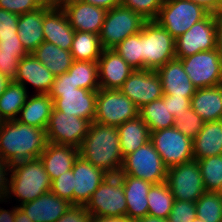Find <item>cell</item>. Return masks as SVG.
<instances>
[{"mask_svg":"<svg viewBox=\"0 0 222 222\" xmlns=\"http://www.w3.org/2000/svg\"><path fill=\"white\" fill-rule=\"evenodd\" d=\"M48 143L46 129L19 121H3L0 126V158L10 165L39 158Z\"/></svg>","mask_w":222,"mask_h":222,"instance_id":"6da1fadb","label":"cell"},{"mask_svg":"<svg viewBox=\"0 0 222 222\" xmlns=\"http://www.w3.org/2000/svg\"><path fill=\"white\" fill-rule=\"evenodd\" d=\"M78 149L79 156L108 175L120 173L123 156L116 126L93 121Z\"/></svg>","mask_w":222,"mask_h":222,"instance_id":"7a4b0ae2","label":"cell"},{"mask_svg":"<svg viewBox=\"0 0 222 222\" xmlns=\"http://www.w3.org/2000/svg\"><path fill=\"white\" fill-rule=\"evenodd\" d=\"M10 168L9 191L5 200L16 197L15 201L21 205L51 190V180L40 158L16 162Z\"/></svg>","mask_w":222,"mask_h":222,"instance_id":"3957f363","label":"cell"},{"mask_svg":"<svg viewBox=\"0 0 222 222\" xmlns=\"http://www.w3.org/2000/svg\"><path fill=\"white\" fill-rule=\"evenodd\" d=\"M142 70L157 71L176 58L175 38L155 20L146 21L141 30Z\"/></svg>","mask_w":222,"mask_h":222,"instance_id":"277c9868","label":"cell"},{"mask_svg":"<svg viewBox=\"0 0 222 222\" xmlns=\"http://www.w3.org/2000/svg\"><path fill=\"white\" fill-rule=\"evenodd\" d=\"M209 14L189 0H164L155 21L175 39Z\"/></svg>","mask_w":222,"mask_h":222,"instance_id":"5b68a950","label":"cell"},{"mask_svg":"<svg viewBox=\"0 0 222 222\" xmlns=\"http://www.w3.org/2000/svg\"><path fill=\"white\" fill-rule=\"evenodd\" d=\"M145 20L140 14L122 5L108 10L99 33L104 49H113L130 35L142 30Z\"/></svg>","mask_w":222,"mask_h":222,"instance_id":"8992f818","label":"cell"},{"mask_svg":"<svg viewBox=\"0 0 222 222\" xmlns=\"http://www.w3.org/2000/svg\"><path fill=\"white\" fill-rule=\"evenodd\" d=\"M167 167L151 141L123 158L119 175L141 178L152 184L166 181Z\"/></svg>","mask_w":222,"mask_h":222,"instance_id":"52a82bcc","label":"cell"},{"mask_svg":"<svg viewBox=\"0 0 222 222\" xmlns=\"http://www.w3.org/2000/svg\"><path fill=\"white\" fill-rule=\"evenodd\" d=\"M92 216L116 217L126 215L127 204L122 180L117 175H107L85 205Z\"/></svg>","mask_w":222,"mask_h":222,"instance_id":"ba28073f","label":"cell"},{"mask_svg":"<svg viewBox=\"0 0 222 222\" xmlns=\"http://www.w3.org/2000/svg\"><path fill=\"white\" fill-rule=\"evenodd\" d=\"M139 115V108L120 90L102 89L97 92L94 121L116 126Z\"/></svg>","mask_w":222,"mask_h":222,"instance_id":"9c48e42d","label":"cell"},{"mask_svg":"<svg viewBox=\"0 0 222 222\" xmlns=\"http://www.w3.org/2000/svg\"><path fill=\"white\" fill-rule=\"evenodd\" d=\"M179 60L196 89L222 84V56L217 49L201 51Z\"/></svg>","mask_w":222,"mask_h":222,"instance_id":"30bf717a","label":"cell"},{"mask_svg":"<svg viewBox=\"0 0 222 222\" xmlns=\"http://www.w3.org/2000/svg\"><path fill=\"white\" fill-rule=\"evenodd\" d=\"M150 141L167 168L194 160L193 140L175 127L151 132Z\"/></svg>","mask_w":222,"mask_h":222,"instance_id":"8fae6325","label":"cell"},{"mask_svg":"<svg viewBox=\"0 0 222 222\" xmlns=\"http://www.w3.org/2000/svg\"><path fill=\"white\" fill-rule=\"evenodd\" d=\"M166 183L175 200L196 202L206 191L196 160L168 168Z\"/></svg>","mask_w":222,"mask_h":222,"instance_id":"7c38bea8","label":"cell"},{"mask_svg":"<svg viewBox=\"0 0 222 222\" xmlns=\"http://www.w3.org/2000/svg\"><path fill=\"white\" fill-rule=\"evenodd\" d=\"M216 49V15L209 13L175 39L176 59Z\"/></svg>","mask_w":222,"mask_h":222,"instance_id":"4fadbf2b","label":"cell"},{"mask_svg":"<svg viewBox=\"0 0 222 222\" xmlns=\"http://www.w3.org/2000/svg\"><path fill=\"white\" fill-rule=\"evenodd\" d=\"M91 122L80 117L53 110L46 128L49 143L79 148Z\"/></svg>","mask_w":222,"mask_h":222,"instance_id":"5bb4252c","label":"cell"},{"mask_svg":"<svg viewBox=\"0 0 222 222\" xmlns=\"http://www.w3.org/2000/svg\"><path fill=\"white\" fill-rule=\"evenodd\" d=\"M98 91L77 88L69 91H50L53 110L73 115L90 121L95 119L96 98Z\"/></svg>","mask_w":222,"mask_h":222,"instance_id":"9a60e30c","label":"cell"},{"mask_svg":"<svg viewBox=\"0 0 222 222\" xmlns=\"http://www.w3.org/2000/svg\"><path fill=\"white\" fill-rule=\"evenodd\" d=\"M119 90L139 109L163 97L158 72L146 69L134 70Z\"/></svg>","mask_w":222,"mask_h":222,"instance_id":"2e32d148","label":"cell"},{"mask_svg":"<svg viewBox=\"0 0 222 222\" xmlns=\"http://www.w3.org/2000/svg\"><path fill=\"white\" fill-rule=\"evenodd\" d=\"M72 172L73 204L76 205H86L94 191L108 175L81 156H78L74 161Z\"/></svg>","mask_w":222,"mask_h":222,"instance_id":"e0dca14e","label":"cell"},{"mask_svg":"<svg viewBox=\"0 0 222 222\" xmlns=\"http://www.w3.org/2000/svg\"><path fill=\"white\" fill-rule=\"evenodd\" d=\"M97 63L98 81L102 89L119 90L134 71L114 49H103Z\"/></svg>","mask_w":222,"mask_h":222,"instance_id":"ac0fdd59","label":"cell"},{"mask_svg":"<svg viewBox=\"0 0 222 222\" xmlns=\"http://www.w3.org/2000/svg\"><path fill=\"white\" fill-rule=\"evenodd\" d=\"M61 8L65 12L70 26L75 31H85L99 35L107 10L81 0L66 3Z\"/></svg>","mask_w":222,"mask_h":222,"instance_id":"d6986e66","label":"cell"},{"mask_svg":"<svg viewBox=\"0 0 222 222\" xmlns=\"http://www.w3.org/2000/svg\"><path fill=\"white\" fill-rule=\"evenodd\" d=\"M55 76L32 53L24 56L17 69V75L13 81L22 84L26 89L31 84L36 94H49Z\"/></svg>","mask_w":222,"mask_h":222,"instance_id":"ffe728a7","label":"cell"},{"mask_svg":"<svg viewBox=\"0 0 222 222\" xmlns=\"http://www.w3.org/2000/svg\"><path fill=\"white\" fill-rule=\"evenodd\" d=\"M71 205L69 201L49 191L34 201L18 205V207L29 216L32 222H55Z\"/></svg>","mask_w":222,"mask_h":222,"instance_id":"44dd1931","label":"cell"},{"mask_svg":"<svg viewBox=\"0 0 222 222\" xmlns=\"http://www.w3.org/2000/svg\"><path fill=\"white\" fill-rule=\"evenodd\" d=\"M163 94L192 98L196 87L185 72L182 62L173 59L161 66L158 70Z\"/></svg>","mask_w":222,"mask_h":222,"instance_id":"7402d4cb","label":"cell"},{"mask_svg":"<svg viewBox=\"0 0 222 222\" xmlns=\"http://www.w3.org/2000/svg\"><path fill=\"white\" fill-rule=\"evenodd\" d=\"M44 41L70 51L75 30L61 7H52L43 17Z\"/></svg>","mask_w":222,"mask_h":222,"instance_id":"603a6c76","label":"cell"},{"mask_svg":"<svg viewBox=\"0 0 222 222\" xmlns=\"http://www.w3.org/2000/svg\"><path fill=\"white\" fill-rule=\"evenodd\" d=\"M52 7L48 3L35 11L19 15L17 33L22 47L28 54L32 53L44 41L43 17Z\"/></svg>","mask_w":222,"mask_h":222,"instance_id":"cb8c5ba5","label":"cell"},{"mask_svg":"<svg viewBox=\"0 0 222 222\" xmlns=\"http://www.w3.org/2000/svg\"><path fill=\"white\" fill-rule=\"evenodd\" d=\"M78 156L79 149L77 147L48 142L39 158L52 181L64 172L72 170Z\"/></svg>","mask_w":222,"mask_h":222,"instance_id":"d4e9b609","label":"cell"},{"mask_svg":"<svg viewBox=\"0 0 222 222\" xmlns=\"http://www.w3.org/2000/svg\"><path fill=\"white\" fill-rule=\"evenodd\" d=\"M127 204L126 215L136 220L148 215L147 194L152 183L129 175H119Z\"/></svg>","mask_w":222,"mask_h":222,"instance_id":"484cf974","label":"cell"},{"mask_svg":"<svg viewBox=\"0 0 222 222\" xmlns=\"http://www.w3.org/2000/svg\"><path fill=\"white\" fill-rule=\"evenodd\" d=\"M218 155H222V120L205 122L193 139V158L198 161Z\"/></svg>","mask_w":222,"mask_h":222,"instance_id":"4316f807","label":"cell"},{"mask_svg":"<svg viewBox=\"0 0 222 222\" xmlns=\"http://www.w3.org/2000/svg\"><path fill=\"white\" fill-rule=\"evenodd\" d=\"M191 108L205 122L222 120V84L196 89L191 98Z\"/></svg>","mask_w":222,"mask_h":222,"instance_id":"83f0119b","label":"cell"},{"mask_svg":"<svg viewBox=\"0 0 222 222\" xmlns=\"http://www.w3.org/2000/svg\"><path fill=\"white\" fill-rule=\"evenodd\" d=\"M53 108V100L49 94H34L32 97L30 95L16 120L26 125L46 129Z\"/></svg>","mask_w":222,"mask_h":222,"instance_id":"f1b7e54d","label":"cell"},{"mask_svg":"<svg viewBox=\"0 0 222 222\" xmlns=\"http://www.w3.org/2000/svg\"><path fill=\"white\" fill-rule=\"evenodd\" d=\"M123 158L150 141V130L140 115L117 127Z\"/></svg>","mask_w":222,"mask_h":222,"instance_id":"f546056e","label":"cell"},{"mask_svg":"<svg viewBox=\"0 0 222 222\" xmlns=\"http://www.w3.org/2000/svg\"><path fill=\"white\" fill-rule=\"evenodd\" d=\"M32 54L56 77L66 73L72 65L70 51L64 50L51 42L43 41Z\"/></svg>","mask_w":222,"mask_h":222,"instance_id":"4dcf8cb0","label":"cell"},{"mask_svg":"<svg viewBox=\"0 0 222 222\" xmlns=\"http://www.w3.org/2000/svg\"><path fill=\"white\" fill-rule=\"evenodd\" d=\"M103 49L99 35L85 31H75L70 50L73 60L97 62Z\"/></svg>","mask_w":222,"mask_h":222,"instance_id":"1f68e13d","label":"cell"},{"mask_svg":"<svg viewBox=\"0 0 222 222\" xmlns=\"http://www.w3.org/2000/svg\"><path fill=\"white\" fill-rule=\"evenodd\" d=\"M168 109L164 98L154 100L139 109V115L148 125L150 133L166 128L174 127V115Z\"/></svg>","mask_w":222,"mask_h":222,"instance_id":"d6a6232c","label":"cell"},{"mask_svg":"<svg viewBox=\"0 0 222 222\" xmlns=\"http://www.w3.org/2000/svg\"><path fill=\"white\" fill-rule=\"evenodd\" d=\"M22 84L12 81L0 96V118L3 121L17 119L29 93Z\"/></svg>","mask_w":222,"mask_h":222,"instance_id":"836d02e7","label":"cell"},{"mask_svg":"<svg viewBox=\"0 0 222 222\" xmlns=\"http://www.w3.org/2000/svg\"><path fill=\"white\" fill-rule=\"evenodd\" d=\"M147 200L148 215L168 219L175 199L166 181L152 184Z\"/></svg>","mask_w":222,"mask_h":222,"instance_id":"e575fe53","label":"cell"},{"mask_svg":"<svg viewBox=\"0 0 222 222\" xmlns=\"http://www.w3.org/2000/svg\"><path fill=\"white\" fill-rule=\"evenodd\" d=\"M68 72L72 74L73 81L78 88L91 91L100 89L97 62L73 60Z\"/></svg>","mask_w":222,"mask_h":222,"instance_id":"d590c367","label":"cell"},{"mask_svg":"<svg viewBox=\"0 0 222 222\" xmlns=\"http://www.w3.org/2000/svg\"><path fill=\"white\" fill-rule=\"evenodd\" d=\"M196 217L204 222H222V194L205 191L195 202Z\"/></svg>","mask_w":222,"mask_h":222,"instance_id":"8d00e7d4","label":"cell"},{"mask_svg":"<svg viewBox=\"0 0 222 222\" xmlns=\"http://www.w3.org/2000/svg\"><path fill=\"white\" fill-rule=\"evenodd\" d=\"M206 191L219 192L222 188V155L197 161Z\"/></svg>","mask_w":222,"mask_h":222,"instance_id":"74e56055","label":"cell"},{"mask_svg":"<svg viewBox=\"0 0 222 222\" xmlns=\"http://www.w3.org/2000/svg\"><path fill=\"white\" fill-rule=\"evenodd\" d=\"M134 70H142L141 31L113 48Z\"/></svg>","mask_w":222,"mask_h":222,"instance_id":"f35d334b","label":"cell"},{"mask_svg":"<svg viewBox=\"0 0 222 222\" xmlns=\"http://www.w3.org/2000/svg\"><path fill=\"white\" fill-rule=\"evenodd\" d=\"M204 123L205 121L190 107L186 112L175 118L174 127L193 140L203 128Z\"/></svg>","mask_w":222,"mask_h":222,"instance_id":"ab89813d","label":"cell"},{"mask_svg":"<svg viewBox=\"0 0 222 222\" xmlns=\"http://www.w3.org/2000/svg\"><path fill=\"white\" fill-rule=\"evenodd\" d=\"M164 0H121V5L140 14L145 20H155Z\"/></svg>","mask_w":222,"mask_h":222,"instance_id":"60d3db41","label":"cell"},{"mask_svg":"<svg viewBox=\"0 0 222 222\" xmlns=\"http://www.w3.org/2000/svg\"><path fill=\"white\" fill-rule=\"evenodd\" d=\"M73 172L69 170L51 181V192L73 204Z\"/></svg>","mask_w":222,"mask_h":222,"instance_id":"b9f144b4","label":"cell"},{"mask_svg":"<svg viewBox=\"0 0 222 222\" xmlns=\"http://www.w3.org/2000/svg\"><path fill=\"white\" fill-rule=\"evenodd\" d=\"M196 218L195 202L174 200L168 222H191Z\"/></svg>","mask_w":222,"mask_h":222,"instance_id":"7bdbcfd3","label":"cell"},{"mask_svg":"<svg viewBox=\"0 0 222 222\" xmlns=\"http://www.w3.org/2000/svg\"><path fill=\"white\" fill-rule=\"evenodd\" d=\"M27 54L0 52V72L14 80L17 75L19 61Z\"/></svg>","mask_w":222,"mask_h":222,"instance_id":"ee69618b","label":"cell"},{"mask_svg":"<svg viewBox=\"0 0 222 222\" xmlns=\"http://www.w3.org/2000/svg\"><path fill=\"white\" fill-rule=\"evenodd\" d=\"M42 5L37 0H0V8L22 15L37 10Z\"/></svg>","mask_w":222,"mask_h":222,"instance_id":"f6af8a7d","label":"cell"},{"mask_svg":"<svg viewBox=\"0 0 222 222\" xmlns=\"http://www.w3.org/2000/svg\"><path fill=\"white\" fill-rule=\"evenodd\" d=\"M19 15L0 8V36H18Z\"/></svg>","mask_w":222,"mask_h":222,"instance_id":"bcb514c9","label":"cell"},{"mask_svg":"<svg viewBox=\"0 0 222 222\" xmlns=\"http://www.w3.org/2000/svg\"><path fill=\"white\" fill-rule=\"evenodd\" d=\"M91 213L85 205L72 204L71 207L55 222H90Z\"/></svg>","mask_w":222,"mask_h":222,"instance_id":"7dc6e473","label":"cell"},{"mask_svg":"<svg viewBox=\"0 0 222 222\" xmlns=\"http://www.w3.org/2000/svg\"><path fill=\"white\" fill-rule=\"evenodd\" d=\"M163 98L166 105H168L169 112L174 115V118L180 116L191 107V99L188 97L163 94Z\"/></svg>","mask_w":222,"mask_h":222,"instance_id":"c3c4849f","label":"cell"},{"mask_svg":"<svg viewBox=\"0 0 222 222\" xmlns=\"http://www.w3.org/2000/svg\"><path fill=\"white\" fill-rule=\"evenodd\" d=\"M0 52L27 53L19 36H0Z\"/></svg>","mask_w":222,"mask_h":222,"instance_id":"681fc988","label":"cell"},{"mask_svg":"<svg viewBox=\"0 0 222 222\" xmlns=\"http://www.w3.org/2000/svg\"><path fill=\"white\" fill-rule=\"evenodd\" d=\"M10 172V164L0 158V201L5 203L8 202L5 199L9 191Z\"/></svg>","mask_w":222,"mask_h":222,"instance_id":"f907efd6","label":"cell"},{"mask_svg":"<svg viewBox=\"0 0 222 222\" xmlns=\"http://www.w3.org/2000/svg\"><path fill=\"white\" fill-rule=\"evenodd\" d=\"M77 88V85L73 81L72 74L67 71L66 73L58 75L54 78L50 91H69Z\"/></svg>","mask_w":222,"mask_h":222,"instance_id":"816d5d0a","label":"cell"},{"mask_svg":"<svg viewBox=\"0 0 222 222\" xmlns=\"http://www.w3.org/2000/svg\"><path fill=\"white\" fill-rule=\"evenodd\" d=\"M200 6L211 14H222V0H189Z\"/></svg>","mask_w":222,"mask_h":222,"instance_id":"f5cc1de1","label":"cell"},{"mask_svg":"<svg viewBox=\"0 0 222 222\" xmlns=\"http://www.w3.org/2000/svg\"><path fill=\"white\" fill-rule=\"evenodd\" d=\"M81 1L97 7L104 8L107 11L121 5V0H81Z\"/></svg>","mask_w":222,"mask_h":222,"instance_id":"db71d44e","label":"cell"},{"mask_svg":"<svg viewBox=\"0 0 222 222\" xmlns=\"http://www.w3.org/2000/svg\"><path fill=\"white\" fill-rule=\"evenodd\" d=\"M216 49L222 56V14L216 15Z\"/></svg>","mask_w":222,"mask_h":222,"instance_id":"11a10c76","label":"cell"},{"mask_svg":"<svg viewBox=\"0 0 222 222\" xmlns=\"http://www.w3.org/2000/svg\"><path fill=\"white\" fill-rule=\"evenodd\" d=\"M90 222H134L127 215L116 216V217H97L92 216Z\"/></svg>","mask_w":222,"mask_h":222,"instance_id":"9f6ffc18","label":"cell"},{"mask_svg":"<svg viewBox=\"0 0 222 222\" xmlns=\"http://www.w3.org/2000/svg\"><path fill=\"white\" fill-rule=\"evenodd\" d=\"M17 209L18 205L14 206L11 210H5L0 207V222H15Z\"/></svg>","mask_w":222,"mask_h":222,"instance_id":"6f0895ef","label":"cell"},{"mask_svg":"<svg viewBox=\"0 0 222 222\" xmlns=\"http://www.w3.org/2000/svg\"><path fill=\"white\" fill-rule=\"evenodd\" d=\"M9 77L3 75L0 72V96L3 94V92L6 90V88L9 86V84L12 82Z\"/></svg>","mask_w":222,"mask_h":222,"instance_id":"680465c9","label":"cell"},{"mask_svg":"<svg viewBox=\"0 0 222 222\" xmlns=\"http://www.w3.org/2000/svg\"><path fill=\"white\" fill-rule=\"evenodd\" d=\"M134 221L135 222H168V219L147 215V216L138 218Z\"/></svg>","mask_w":222,"mask_h":222,"instance_id":"91938a15","label":"cell"},{"mask_svg":"<svg viewBox=\"0 0 222 222\" xmlns=\"http://www.w3.org/2000/svg\"><path fill=\"white\" fill-rule=\"evenodd\" d=\"M15 222H32V220L19 207L16 211Z\"/></svg>","mask_w":222,"mask_h":222,"instance_id":"94428289","label":"cell"},{"mask_svg":"<svg viewBox=\"0 0 222 222\" xmlns=\"http://www.w3.org/2000/svg\"><path fill=\"white\" fill-rule=\"evenodd\" d=\"M76 1V0H50L49 4L53 7H62L66 3Z\"/></svg>","mask_w":222,"mask_h":222,"instance_id":"6125c7cd","label":"cell"},{"mask_svg":"<svg viewBox=\"0 0 222 222\" xmlns=\"http://www.w3.org/2000/svg\"><path fill=\"white\" fill-rule=\"evenodd\" d=\"M41 5L48 4L50 0H37Z\"/></svg>","mask_w":222,"mask_h":222,"instance_id":"be15d7a7","label":"cell"},{"mask_svg":"<svg viewBox=\"0 0 222 222\" xmlns=\"http://www.w3.org/2000/svg\"><path fill=\"white\" fill-rule=\"evenodd\" d=\"M191 222H204V221H202V220H200L199 218H194Z\"/></svg>","mask_w":222,"mask_h":222,"instance_id":"e7e4bbea","label":"cell"}]
</instances>
